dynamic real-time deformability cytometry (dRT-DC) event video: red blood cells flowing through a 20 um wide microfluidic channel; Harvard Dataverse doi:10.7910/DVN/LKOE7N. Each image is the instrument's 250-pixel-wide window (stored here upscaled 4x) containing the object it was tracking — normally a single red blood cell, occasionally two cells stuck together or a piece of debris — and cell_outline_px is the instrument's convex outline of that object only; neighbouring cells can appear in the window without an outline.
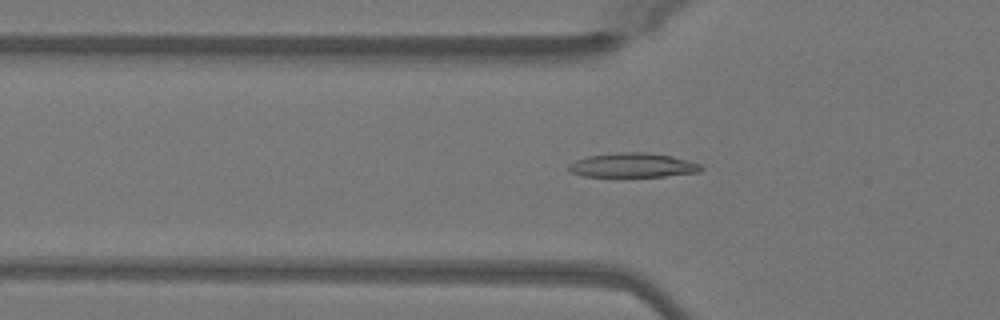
{"species": "Egyptian fruit bat (a non-hibernating species)", "species_latin": "Rousettus aegyptiacus", "temperature_condition": "warm", "stored_images_in_passage": 50, "camera_frame_rate_fps": 3000, "um_per_image_px": 0.085, "animal": {"sex": "female"}, "frame": {"image": 1, "passage_image": 17, "time_ms": 5.333, "image_size_px": [1000, 320], "cell_outline_px": [[704, 168], [700, 172], [664, 176], [584, 176], [568, 172], [568, 164], [576, 160], [588, 156], [616, 152], [648, 152], [672, 156], [688, 160], [700, 164]], "centroid_in_image_um": [53.78, 14.04], "position_along_channel_um": 72.0, "area_um2": 18.84}}
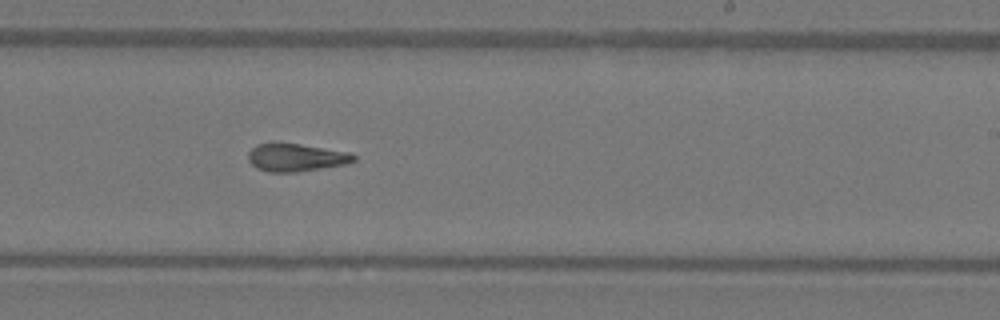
{"frame": {"image": 2, "passage_image": 31, "time_ms": 10.0, "image_size_px": [1000, 320], "cell_outline_px": [[356, 160], [344, 164], [296, 172], [268, 172], [256, 168], [248, 160], [248, 152], [256, 144], [272, 140], [276, 140], [352, 152], [356, 156]], "centroid_in_image_um": [25.11, 13.34], "position_along_channel_um": 263.9, "area_um2": 17.69}}
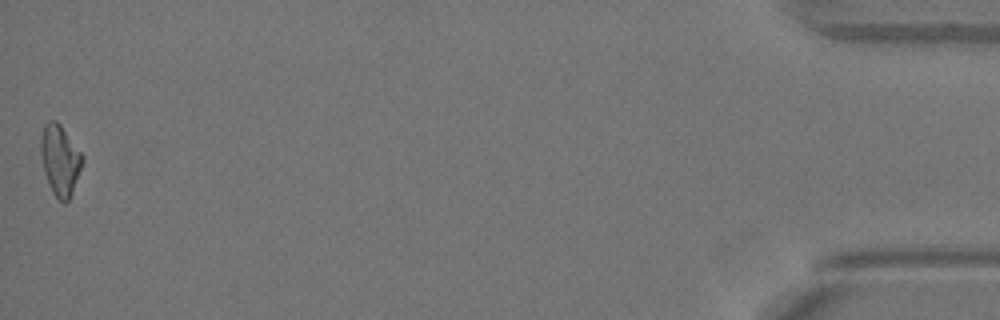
{"frame": {"image": 3, "passage_image": 50, "time_ms": 16.333, "image_size_px": [1000, 320], "cell_outline_px": [[84, 160], [72, 192], [68, 200], [64, 204], [52, 192], [44, 172], [40, 152], [40, 136], [44, 124], [48, 120], [56, 120], [60, 124], [84, 156]], "centroid_in_image_um": [5.09, 13.57], "position_along_channel_um": 430.1, "area_um2": 17.11}, "authors_computed_cell_mechanics": {"area_um2": 17.3978, "velocity_mm_per_s": 4.0974, "shape_relaxation_time_tau1_ms": null, "shape_relaxation_time_tau2_ms": 4.2089, "deformation_change_tau1": null, "deformation_change_tau2": 0.1362}}